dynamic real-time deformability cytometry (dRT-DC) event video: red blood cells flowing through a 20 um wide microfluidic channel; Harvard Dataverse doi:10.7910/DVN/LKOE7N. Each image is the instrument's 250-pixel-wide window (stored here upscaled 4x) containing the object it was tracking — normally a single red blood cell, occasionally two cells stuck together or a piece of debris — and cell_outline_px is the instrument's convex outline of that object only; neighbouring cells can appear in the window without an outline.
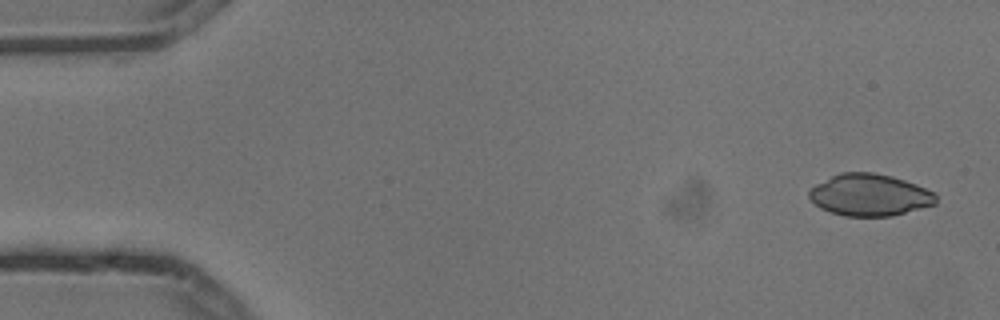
{"species": "common noctule bat (a hibernating species)", "species_latin": "Nyctalus noctula", "temperature_condition": "cold", "stored_images_in_passage": 6, "camera_frame_rate_fps": 3000, "um_per_image_px": 0.085, "animal": {"sex": "male", "body_mass_g": 13.3}, "frame": {"image": 1, "passage_image": 1, "time_ms": 0.0, "image_size_px": [1000, 320], "cell_outline_px": [[936, 204], [892, 216], [844, 216], [820, 208], [808, 196], [808, 192], [816, 184], [840, 172], [872, 172], [892, 176], [916, 184], [932, 192], [936, 196]], "centroid_in_image_um": [73.91, 16.57], "position_along_channel_um": 11.1, "area_um2": 30.75}}